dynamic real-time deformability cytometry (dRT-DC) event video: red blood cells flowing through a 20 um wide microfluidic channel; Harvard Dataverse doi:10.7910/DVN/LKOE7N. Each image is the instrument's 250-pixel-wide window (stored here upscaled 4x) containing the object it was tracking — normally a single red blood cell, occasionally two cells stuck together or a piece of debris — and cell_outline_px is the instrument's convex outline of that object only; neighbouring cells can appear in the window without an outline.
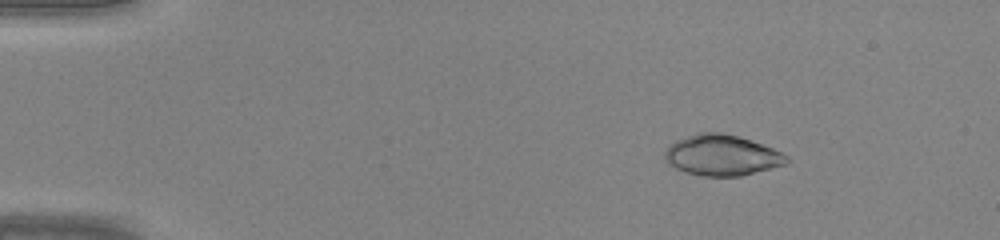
{"species": "common noctule bat (a hibernating species)", "species_latin": "Nyctalus noctula", "temperature_condition": "warm", "stored_images_in_passage": 44, "camera_frame_rate_fps": 3000, "um_per_image_px": 0.085, "animal": {"sex": "male", "body_mass_g": 20.0, "forearm_length_mm": 53.3}, "frame": {"image": 1, "passage_image": 6, "time_ms": 1.667, "image_size_px": [1000, 240], "cell_outline_px": [[792, 160], [788, 164], [740, 176], [700, 176], [684, 172], [668, 164], [664, 160], [664, 152], [676, 140], [700, 132], [720, 132], [736, 136], [772, 148], [788, 156]], "centroid_in_image_um": [61.36, 13.21], "position_along_channel_um": 23.6, "area_um2": 28.84}}
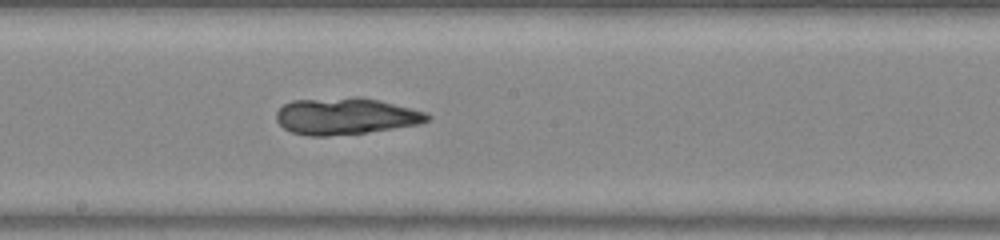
{"frame": {"image": 2, "passage_image": 25, "time_ms": 8.0, "image_size_px": [1000, 240], "cell_outline_px": [[432, 120], [420, 124], [364, 132], [328, 136], [308, 136], [292, 132], [284, 128], [276, 120], [276, 112], [284, 104], [292, 100], [356, 96], [360, 96], [380, 100], [424, 112], [432, 116]], "centroid_in_image_um": [29.37, 9.86], "position_along_channel_um": 218.8, "area_um2": 32.37}}
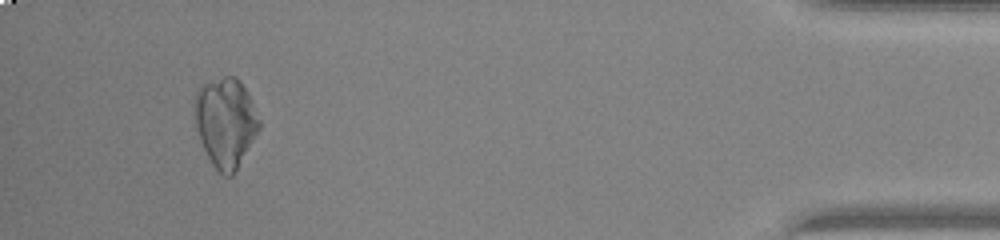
{"frame": {"image": 3, "passage_image": 42, "time_ms": 13.667, "image_size_px": [1000, 240], "cell_outline_px": [[260, 128], [232, 176], [224, 176], [212, 164], [200, 140], [196, 128], [192, 108], [192, 100], [196, 88], [200, 84], [224, 76], [236, 76], [240, 80], [260, 120]], "centroid_in_image_um": [19.11, 10.35], "position_along_channel_um": 416.1, "area_um2": 33.76}}